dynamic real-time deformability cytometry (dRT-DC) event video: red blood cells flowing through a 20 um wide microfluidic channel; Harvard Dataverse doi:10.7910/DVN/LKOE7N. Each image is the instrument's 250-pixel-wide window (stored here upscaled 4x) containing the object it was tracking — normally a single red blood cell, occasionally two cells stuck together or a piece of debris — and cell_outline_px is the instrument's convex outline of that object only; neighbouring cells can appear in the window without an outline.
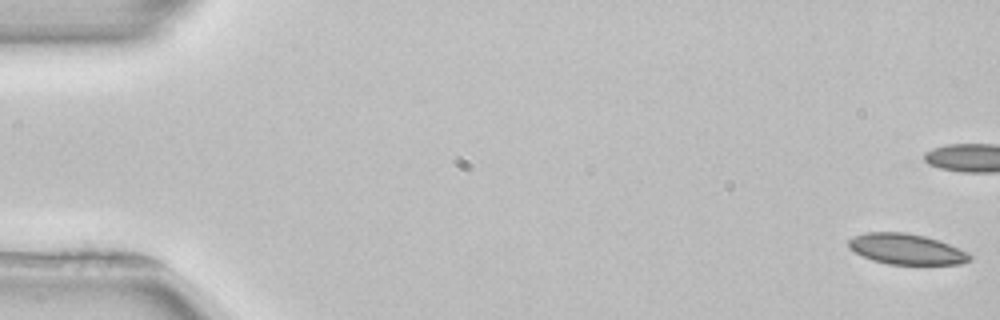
{"species": "common noctule bat (a hibernating species)", "species_latin": "Nyctalus noctula", "temperature_condition": "room temperature", "stored_images_in_passage": 53, "camera_frame_rate_fps": 3000, "um_per_image_px": 0.085, "animal": {"sex": "female", "body_mass_g": 22.7, "forearm_length_mm": 54.2}, "frame": {"image": 1, "passage_image": 1, "time_ms": 0.0, "image_size_px": [1000, 320], "cell_outline_px": [[972, 260], [960, 264], [888, 264], [872, 260], [848, 248], [848, 240], [864, 232], [904, 232], [924, 236], [940, 240], [968, 252], [972, 256]], "centroid_in_image_um": [77.07, 21.17], "position_along_channel_um": 7.9, "area_um2": 21.62}, "authors_computed_cell_mechanics": {"area_um2": 22.253, "velocity_mm_per_s": 3.9343, "shape_relaxation_time_tau1_ms": null, "shape_relaxation_time_tau2_ms": 2.2101, "deformation_change_tau1": null, "deformation_change_tau2": 0.0647}}